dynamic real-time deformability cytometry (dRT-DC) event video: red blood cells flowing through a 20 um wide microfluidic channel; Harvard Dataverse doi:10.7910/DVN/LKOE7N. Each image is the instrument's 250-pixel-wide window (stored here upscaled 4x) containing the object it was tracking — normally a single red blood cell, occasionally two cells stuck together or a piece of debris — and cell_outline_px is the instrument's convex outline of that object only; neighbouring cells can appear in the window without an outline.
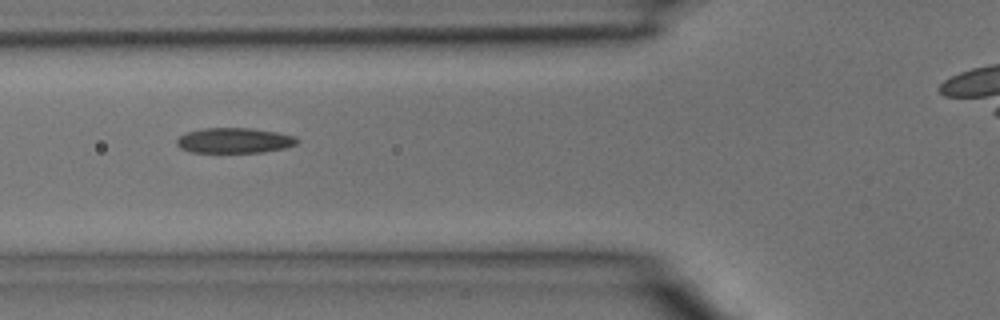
{"species": "common noctule bat (a hibernating species)", "species_latin": "Nyctalus noctula", "temperature_condition": "room temperature", "stored_images_in_passage": 26, "camera_frame_rate_fps": 3000, "um_per_image_px": 0.085, "animal": {"sex": "male", "body_mass_g": 15.6}, "frame": {"image": 1, "passage_image": 5, "time_ms": 1.333, "image_size_px": [1000, 320], "cell_outline_px": [[300, 140], [296, 144], [284, 148], [264, 152], [188, 152], [180, 148], [176, 144], [176, 140], [180, 136], [188, 132], [204, 128], [252, 128], [276, 132], [296, 136]], "centroid_in_image_um": [19.93, 11.94], "position_along_channel_um": 105.9, "area_um2": 17.74}}
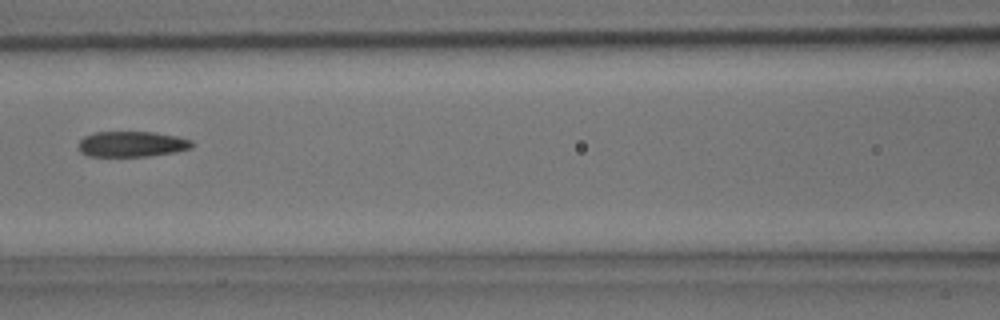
{"frame": {"image": 2, "passage_image": 8, "time_ms": 2.333, "image_size_px": [1000, 320], "cell_outline_px": [[196, 144], [192, 148], [176, 152], [148, 156], [88, 156], [80, 152], [80, 140], [84, 136], [96, 132], [156, 132], [176, 136], [192, 140]], "centroid_in_image_um": [11.26, 12.24], "position_along_channel_um": 155.3, "area_um2": 16.99}}
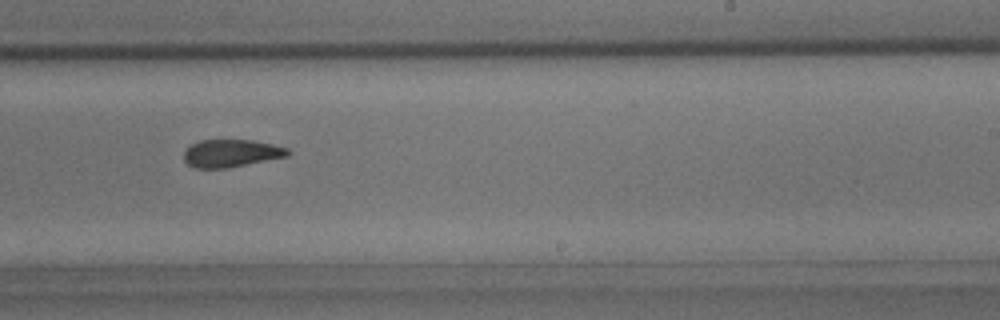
{"frame": {"image": 3, "passage_image": 15, "time_ms": 4.667, "image_size_px": [1000, 320], "cell_outline_px": [[292, 152], [288, 156], [228, 168], [196, 168], [188, 164], [184, 160], [184, 152], [192, 144], [200, 140], [252, 140], [272, 144], [288, 148]], "centroid_in_image_um": [19.68, 13.03], "position_along_channel_um": 269.3, "area_um2": 16.7}}